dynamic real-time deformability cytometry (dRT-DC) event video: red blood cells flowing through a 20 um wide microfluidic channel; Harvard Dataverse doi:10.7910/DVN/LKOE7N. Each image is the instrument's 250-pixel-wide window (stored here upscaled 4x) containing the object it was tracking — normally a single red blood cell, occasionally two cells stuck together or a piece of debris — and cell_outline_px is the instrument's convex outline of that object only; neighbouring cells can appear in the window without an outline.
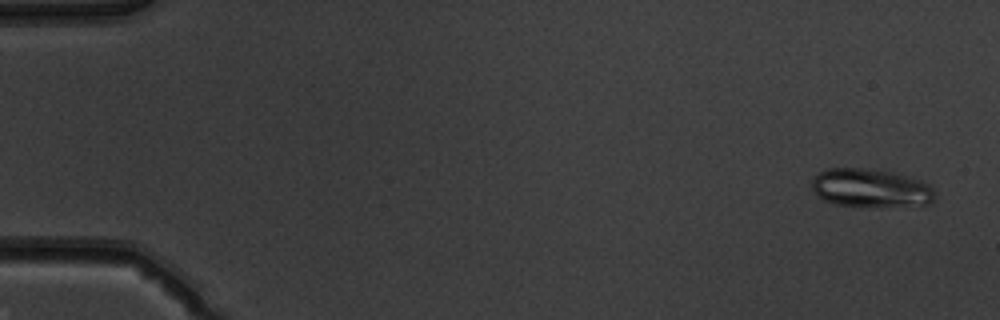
{"species": "common noctule bat (a hibernating species)", "species_latin": "Nyctalus noctula", "temperature_condition": "warm", "stored_images_in_passage": 51, "camera_frame_rate_fps": 3000, "um_per_image_px": 0.085, "animal": {"sex": "male", "body_mass_g": 19.5, "forearm_length_mm": 54.6}, "frame": {"image": 1, "passage_image": 3, "time_ms": 0.667, "image_size_px": [1000, 320], "cell_outline_px": [[936, 196], [928, 204], [836, 204], [824, 200], [812, 188], [812, 180], [820, 172], [828, 168], [864, 168], [892, 172], [932, 184], [936, 192]], "centroid_in_image_um": [74.02, 15.93], "position_along_channel_um": 11.0, "area_um2": 26.53}}
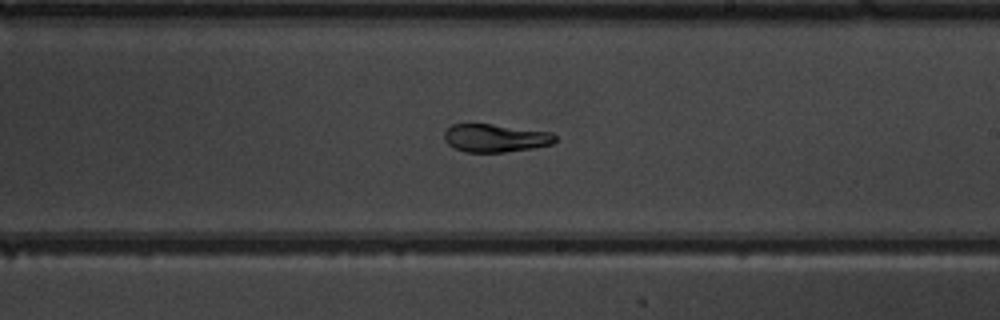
{"frame": {"image": 2, "passage_image": 31, "time_ms": 10.0, "image_size_px": [1000, 320], "cell_outline_px": [[556, 140], [552, 144], [532, 148], [504, 152], [464, 152], [448, 144], [444, 140], [444, 132], [452, 124], [492, 124], [552, 132], [556, 136]], "centroid_in_image_um": [42.11, 11.73], "position_along_channel_um": 246.9, "area_um2": 18.09}}
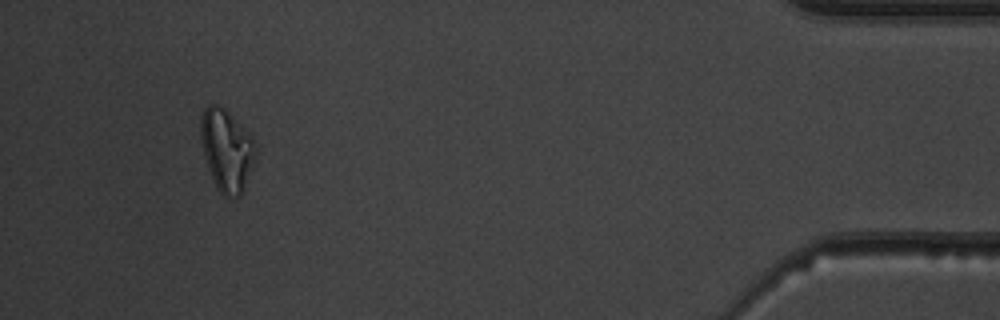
{"frame": {"image": 3, "passage_image": 48, "time_ms": 15.667, "image_size_px": [1000, 320], "cell_outline_px": [[256, 156], [244, 188], [240, 196], [224, 196], [216, 188], [208, 168], [204, 156], [200, 140], [200, 116], [204, 108], [208, 104], [216, 104], [224, 108], [252, 136], [256, 148]], "centroid_in_image_um": [19.24, 12.74], "position_along_channel_um": 416.0, "area_um2": 26.24}, "authors_computed_cell_mechanics": {"area_um2": 21.6172, "velocity_mm_per_s": 4.0673, "shape_relaxation_time_tau1_ms": 5.4764, "shape_relaxation_time_tau2_ms": 2.6903, "deformation_change_tau1": 0.1906, "deformation_change_tau2": 0.0448}}